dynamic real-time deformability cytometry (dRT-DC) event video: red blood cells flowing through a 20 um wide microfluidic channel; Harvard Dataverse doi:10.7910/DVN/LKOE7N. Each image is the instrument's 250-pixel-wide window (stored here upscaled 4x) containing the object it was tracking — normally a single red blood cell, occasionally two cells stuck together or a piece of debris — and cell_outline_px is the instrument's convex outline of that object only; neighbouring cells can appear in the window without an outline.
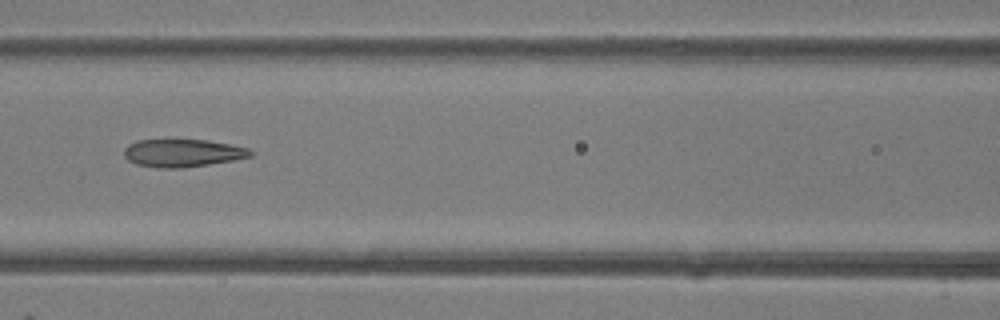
{"species": "common noctule bat (a hibernating species)", "species_latin": "Nyctalus noctula", "temperature_condition": "room temperature", "stored_images_in_passage": 6, "camera_frame_rate_fps": 3000, "um_per_image_px": 0.085, "animal": {"sex": "female"}, "frame": {"image": 1, "passage_image": 6, "time_ms": 1.667, "image_size_px": [1000, 320], "cell_outline_px": [[252, 156], [232, 160], [184, 168], [160, 168], [136, 164], [128, 160], [124, 156], [124, 148], [128, 144], [136, 140], [208, 140], [232, 144], [248, 148], [252, 152]], "centroid_in_image_um": [15.5, 13.0], "position_along_channel_um": 151.1, "area_um2": 20.46}}